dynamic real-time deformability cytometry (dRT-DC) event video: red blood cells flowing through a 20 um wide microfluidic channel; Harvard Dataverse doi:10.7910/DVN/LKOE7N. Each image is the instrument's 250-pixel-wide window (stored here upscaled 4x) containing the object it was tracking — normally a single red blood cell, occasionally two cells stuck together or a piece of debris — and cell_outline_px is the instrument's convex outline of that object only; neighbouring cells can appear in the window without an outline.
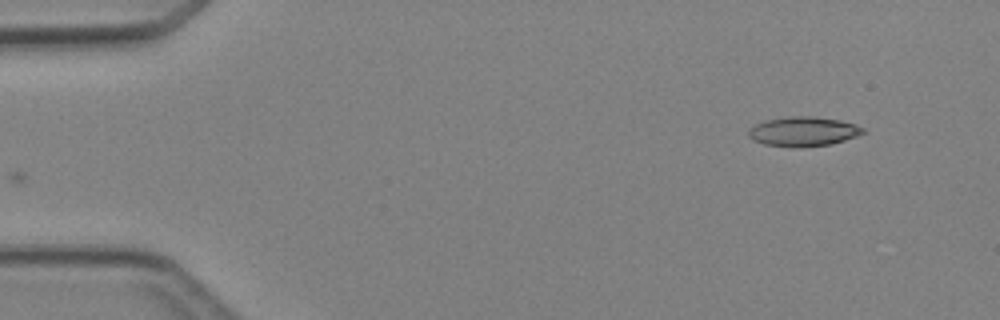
{"species": "Egyptian fruit bat (a non-hibernating species)", "species_latin": "Rousettus aegyptiacus", "temperature_condition": "cold", "stored_images_in_passage": 3, "camera_frame_rate_fps": 3000, "um_per_image_px": 0.085, "animal": {"sex": "female"}, "frame": {"image": 1, "passage_image": 3, "time_ms": 2.333, "image_size_px": [1000, 320], "cell_outline_px": [[864, 132], [856, 136], [832, 144], [800, 148], [796, 148], [764, 144], [752, 140], [748, 136], [748, 132], [756, 124], [764, 120], [788, 116], [812, 116], [840, 120], [856, 124], [864, 128]], "centroid_in_image_um": [68.27, 11.18], "position_along_channel_um": 16.7, "area_um2": 19.83}}